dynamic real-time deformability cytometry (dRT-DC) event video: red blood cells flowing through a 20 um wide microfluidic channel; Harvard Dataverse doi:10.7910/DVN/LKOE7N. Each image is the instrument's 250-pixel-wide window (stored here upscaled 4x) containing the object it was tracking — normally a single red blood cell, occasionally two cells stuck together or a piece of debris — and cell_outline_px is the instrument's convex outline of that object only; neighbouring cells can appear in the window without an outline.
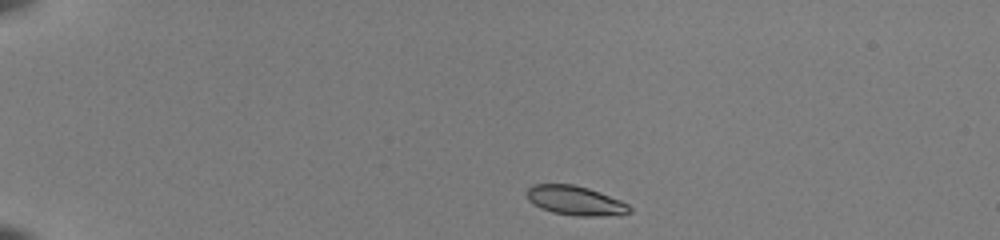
{"species": "common noctule bat (a hibernating species)", "species_latin": "Nyctalus noctula", "temperature_condition": "room temperature", "stored_images_in_passage": 41, "camera_frame_rate_fps": 3000, "um_per_image_px": 0.085, "animal": {"sex": "female", "body_mass_g": 22.0, "forearm_length_mm": 56.7}, "frame": {"image": 1, "passage_image": 1, "time_ms": 0.0, "image_size_px": [1000, 240], "cell_outline_px": [[632, 212], [620, 216], [576, 216], [552, 212], [540, 208], [532, 204], [528, 200], [528, 188], [532, 184], [572, 184], [588, 188], [620, 200], [628, 204], [632, 208]], "centroid_in_image_um": [48.94, 17.07], "position_along_channel_um": 36.1, "area_um2": 17.74}}
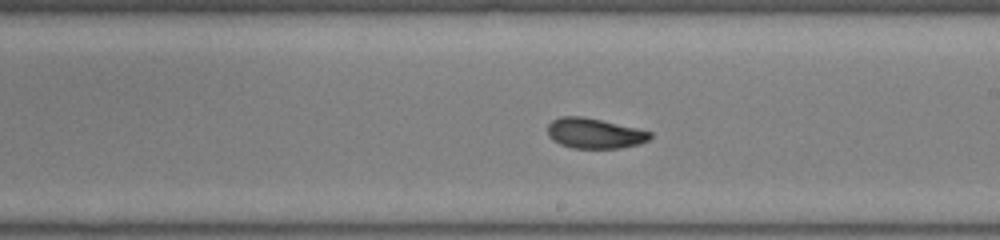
{"frame": {"image": 2, "passage_image": 22, "time_ms": 7.0, "image_size_px": [1000, 240], "cell_outline_px": [[652, 136], [648, 140], [640, 144], [620, 148], [572, 148], [560, 144], [552, 140], [548, 136], [548, 124], [552, 120], [560, 116], [580, 116], [600, 120], [636, 128], [652, 132]], "centroid_in_image_um": [50.51, 11.34], "position_along_channel_um": 238.5, "area_um2": 18.03}}
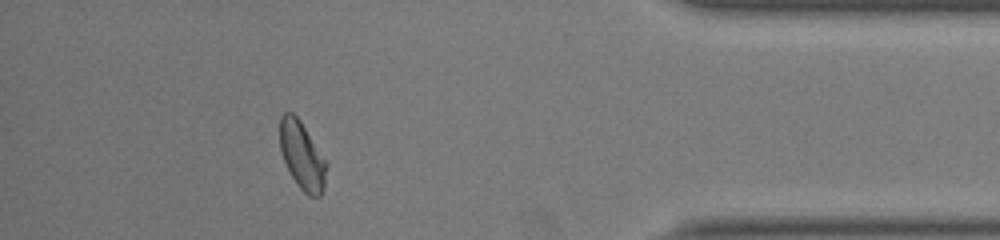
{"frame": {"image": 3, "passage_image": 37, "time_ms": 12.0, "image_size_px": [1000, 240], "cell_outline_px": [[328, 164], [324, 188], [320, 196], [308, 196], [296, 184], [284, 160], [280, 148], [280, 116], [284, 112], [292, 112], [300, 120]], "centroid_in_image_um": [25.68, 13.24], "position_along_channel_um": 409.5, "area_um2": 18.26}, "authors_computed_cell_mechanics": {"area_um2": 18.0914, "velocity_mm_per_s": 4.0135, "shape_relaxation_time_tau1_ms": 3.6787, "shape_relaxation_time_tau2_ms": 1.2428, "deformation_change_tau1": 0.152, "deformation_change_tau2": 0.0676}}